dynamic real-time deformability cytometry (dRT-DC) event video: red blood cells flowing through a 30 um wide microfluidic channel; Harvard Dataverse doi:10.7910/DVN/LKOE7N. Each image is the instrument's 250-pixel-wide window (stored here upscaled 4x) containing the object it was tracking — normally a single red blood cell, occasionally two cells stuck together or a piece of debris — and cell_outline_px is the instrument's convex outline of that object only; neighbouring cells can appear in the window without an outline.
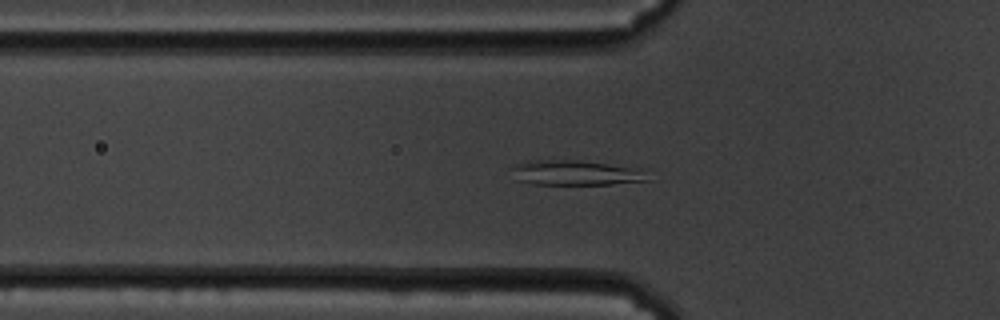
{"species": "common noctule bat (a hibernating species)", "species_latin": "Nyctalus noctula", "temperature_condition": "cold", "stored_images_in_passage": 59, "camera_frame_rate_fps": 3000, "um_per_image_px": 0.085, "animal": {"sex": "male", "body_mass_g": 19.5, "forearm_length_mm": 54.6}, "frame": {"image": 1, "passage_image": 20, "time_ms": 6.333, "image_size_px": [1000, 320], "cell_outline_px": [[652, 180], [612, 184], [532, 184], [516, 180], [512, 168], [516, 164], [528, 160], [552, 156], [636, 168]], "centroid_in_image_um": [48.81, 14.64], "position_along_channel_um": 77.0, "area_um2": 20.35}}
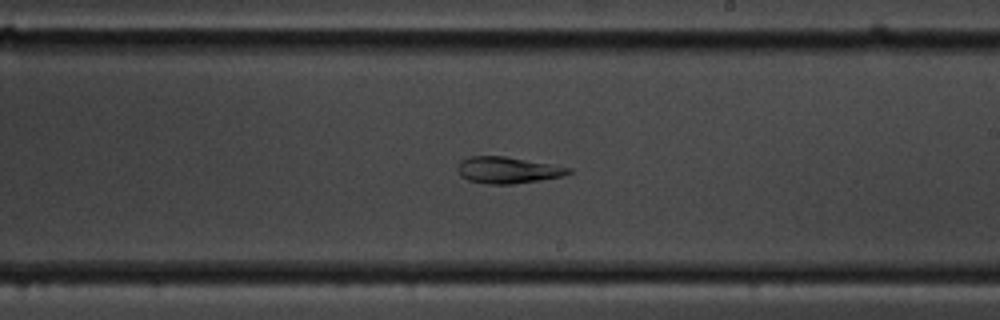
{"frame": {"image": 2, "passage_image": 35, "time_ms": 11.333, "image_size_px": [1000, 320], "cell_outline_px": [[572, 172], [564, 176], [540, 180], [512, 184], [488, 184], [468, 180], [460, 176], [456, 168], [460, 160], [468, 156], [504, 156], [552, 164], [572, 168]], "centroid_in_image_um": [43.14, 14.45], "position_along_channel_um": 245.9, "area_um2": 17.28}}
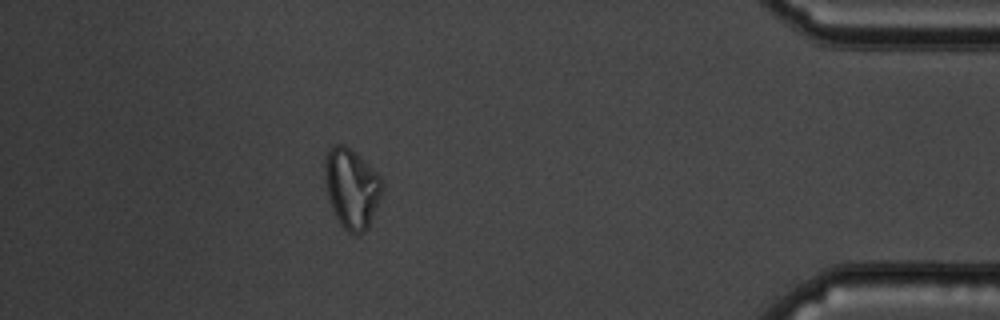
{"frame": {"image": 3, "passage_image": 53, "time_ms": 17.333, "image_size_px": [1000, 320], "cell_outline_px": [[384, 188], [368, 228], [364, 232], [348, 232], [340, 224], [336, 216], [328, 196], [324, 180], [324, 160], [328, 148], [336, 144], [344, 144], [372, 168], [384, 180]], "centroid_in_image_um": [29.89, 15.98], "position_along_channel_um": 405.3, "area_um2": 26.53}}